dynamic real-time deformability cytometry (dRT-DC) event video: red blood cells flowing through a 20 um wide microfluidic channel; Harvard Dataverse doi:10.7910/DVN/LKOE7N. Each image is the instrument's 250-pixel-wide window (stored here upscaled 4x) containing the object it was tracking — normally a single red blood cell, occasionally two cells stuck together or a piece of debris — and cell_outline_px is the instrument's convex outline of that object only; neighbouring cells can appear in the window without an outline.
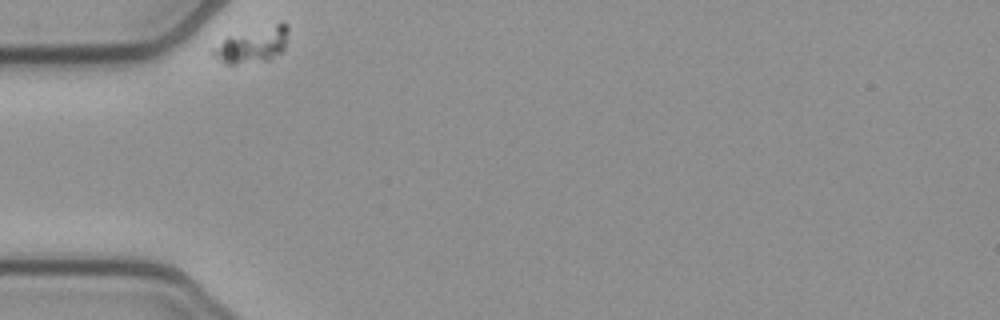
{"species": "common noctule bat (a hibernating species)", "species_latin": "Nyctalus noctula", "temperature_condition": "cold", "stored_images_in_passage": 35, "camera_frame_rate_fps": 3000, "um_per_image_px": 0.085, "animal": {"sex": "female", "body_mass_g": 21.9}, "frame": {"image": 1, "passage_image": 1, "time_ms": 0.0, "image_size_px": [1000, 320], "cell_outline_px": [[288, 32], [284, 48], [280, 52], [268, 60], [236, 64], [224, 64], [212, 56], [212, 48], [228, 36], [280, 20], [288, 24]], "centroid_in_image_um": [21.47, 3.78], "position_along_channel_um": 63.5, "area_um2": 15.9}}
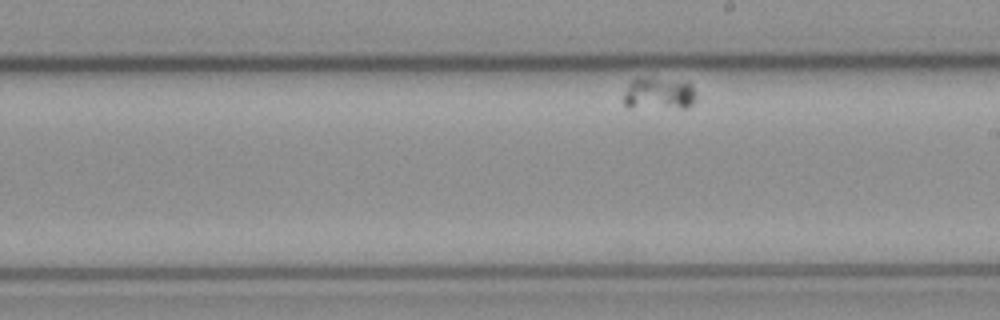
{"frame": {"image": 2, "passage_image": 20, "time_ms": 6.333, "image_size_px": [1000, 320], "cell_outline_px": [[696, 100], [688, 108], [628, 108], [624, 104], [624, 92], [628, 84], [636, 76], [692, 84], [696, 92]], "centroid_in_image_um": [55.97, 7.99], "position_along_channel_um": 233.0, "area_um2": 13.81}}
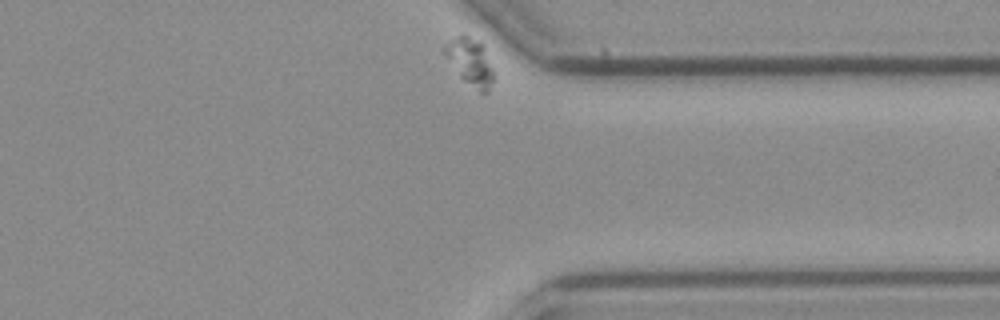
{"frame": {"image": 3, "passage_image": 35, "time_ms": 11.333, "image_size_px": [1000, 320], "cell_outline_px": [[492, 80], [488, 92], [480, 92], [464, 80], [460, 76], [444, 52], [444, 44], [448, 40], [464, 32], [480, 40], [484, 44], [492, 68]], "centroid_in_image_um": [39.97, 5.16], "position_along_channel_um": 371.4, "area_um2": 13.41}}